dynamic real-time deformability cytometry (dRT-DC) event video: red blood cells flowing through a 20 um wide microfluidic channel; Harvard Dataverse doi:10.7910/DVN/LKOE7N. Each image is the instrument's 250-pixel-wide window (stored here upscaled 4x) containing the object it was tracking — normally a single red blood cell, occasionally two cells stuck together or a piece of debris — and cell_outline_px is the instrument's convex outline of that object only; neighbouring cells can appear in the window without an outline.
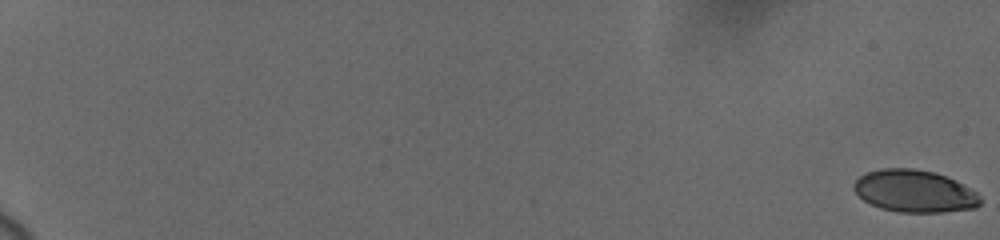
{"species": "human", "species_latin": "Homo sapiens", "temperature_condition": "cold", "stored_images_in_passage": 39, "camera_frame_rate_fps": 3000, "um_per_image_px": 0.085, "donor": {"sex": "female"}, "frame": {"image": 1, "passage_image": 1, "time_ms": 0.0, "image_size_px": [1000, 240], "cell_outline_px": [[980, 204], [976, 208], [944, 212], [900, 212], [880, 208], [864, 200], [852, 188], [852, 184], [860, 176], [868, 172], [880, 168], [912, 168], [932, 172], [956, 180], [976, 192], [980, 196]], "centroid_in_image_um": [77.73, 16.25], "position_along_channel_um": 7.3, "area_um2": 31.04}}
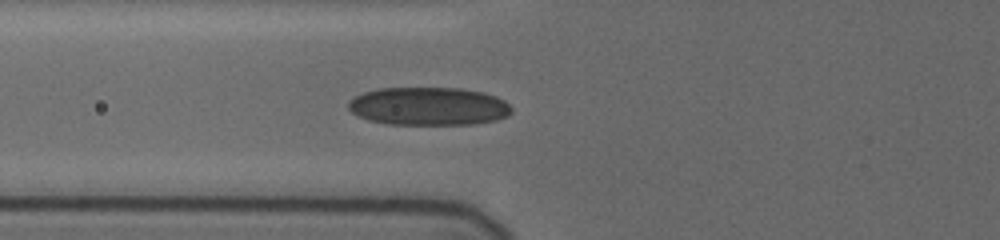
{"frame": {"image": 2, "passage_image": 22, "time_ms": 8.667, "image_size_px": [1000, 240], "cell_outline_px": [[512, 112], [508, 116], [496, 120], [472, 124], [388, 124], [368, 120], [352, 112], [348, 108], [348, 100], [364, 92], [380, 88], [460, 88], [484, 92], [496, 96], [504, 100], [512, 108]], "centroid_in_image_um": [36.45, 9.03], "position_along_channel_um": 89.4, "area_um2": 36.36}}
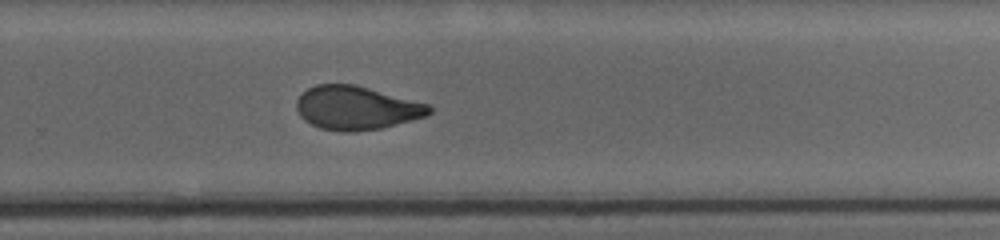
{"frame": {"image": 3, "passage_image": 39, "time_ms": 14.333, "image_size_px": [1000, 240], "cell_outline_px": [[432, 112], [424, 116], [380, 128], [356, 132], [340, 132], [320, 128], [304, 120], [300, 116], [296, 108], [296, 100], [308, 88], [316, 84], [356, 84], [428, 104], [432, 108]], "centroid_in_image_um": [30.26, 9.17], "position_along_channel_um": 299.5, "area_um2": 33.58}}